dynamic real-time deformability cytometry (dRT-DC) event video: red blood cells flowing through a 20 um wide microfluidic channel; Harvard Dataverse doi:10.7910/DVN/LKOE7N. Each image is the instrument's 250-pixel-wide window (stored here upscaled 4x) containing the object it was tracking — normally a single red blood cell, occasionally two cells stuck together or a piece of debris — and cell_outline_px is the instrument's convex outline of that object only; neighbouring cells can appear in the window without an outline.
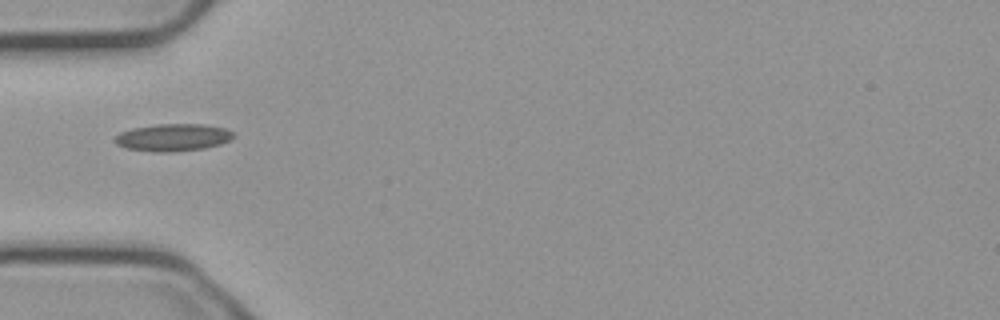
{"species": "common noctule bat (a hibernating species)", "species_latin": "Nyctalus noctula", "temperature_condition": "cold", "stored_images_in_passage": 38, "camera_frame_rate_fps": 3000, "um_per_image_px": 0.085, "animal": {"sex": "male", "body_mass_g": 23.1, "forearm_length_mm": 52.7}, "frame": {"image": 1, "passage_image": 1, "time_ms": 0.0, "image_size_px": [1000, 320], "cell_outline_px": [[236, 136], [220, 144], [204, 148], [172, 152], [156, 152], [128, 148], [116, 144], [112, 140], [120, 132], [132, 128], [156, 124], [204, 124], [224, 128], [232, 132]], "centroid_in_image_um": [14.68, 11.68], "position_along_channel_um": 70.3, "area_um2": 18.84}}
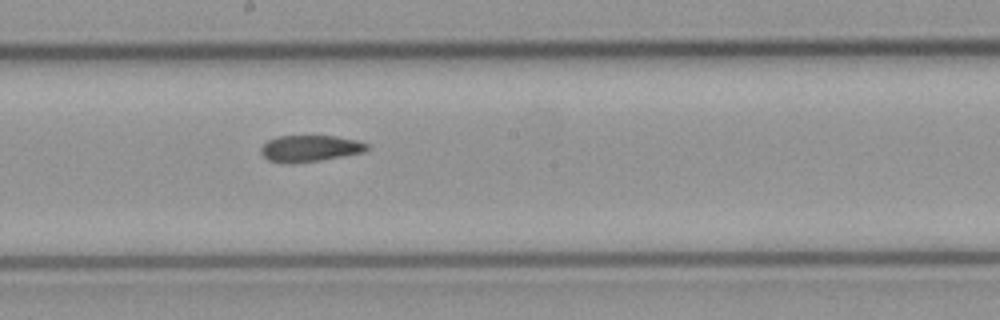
{"frame": {"image": 2, "passage_image": 13, "time_ms": 4.0, "image_size_px": [1000, 320], "cell_outline_px": [[372, 148], [364, 152], [320, 160], [292, 164], [284, 164], [268, 160], [260, 152], [260, 148], [268, 140], [276, 136], [336, 136], [356, 140], [368, 144]], "centroid_in_image_um": [26.34, 12.62], "position_along_channel_um": 221.9, "area_um2": 16.53}}
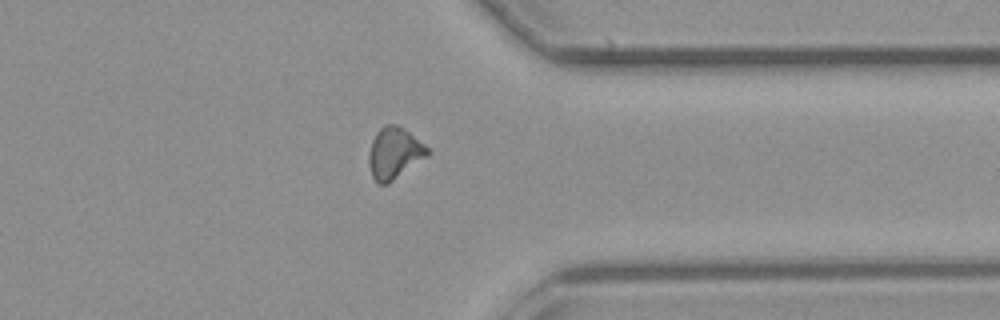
{"frame": {"image": 3, "passage_image": 26, "time_ms": 8.333, "image_size_px": [1000, 320], "cell_outline_px": [[432, 152], [428, 156], [388, 184], [380, 184], [372, 176], [368, 160], [368, 156], [372, 140], [376, 132], [384, 124], [396, 124], [404, 128], [424, 144]], "centroid_in_image_um": [33.53, 13.0], "position_along_channel_um": 377.9, "area_um2": 17.63}, "authors_computed_cell_mechanics": {"area_um2": 16.8487, "velocity_mm_per_s": 3.7578, "shape_relaxation_time_tau1_ms": null, "shape_relaxation_time_tau2_ms": 3.955, "deformation_change_tau1": null, "deformation_change_tau2": 0.1053}}